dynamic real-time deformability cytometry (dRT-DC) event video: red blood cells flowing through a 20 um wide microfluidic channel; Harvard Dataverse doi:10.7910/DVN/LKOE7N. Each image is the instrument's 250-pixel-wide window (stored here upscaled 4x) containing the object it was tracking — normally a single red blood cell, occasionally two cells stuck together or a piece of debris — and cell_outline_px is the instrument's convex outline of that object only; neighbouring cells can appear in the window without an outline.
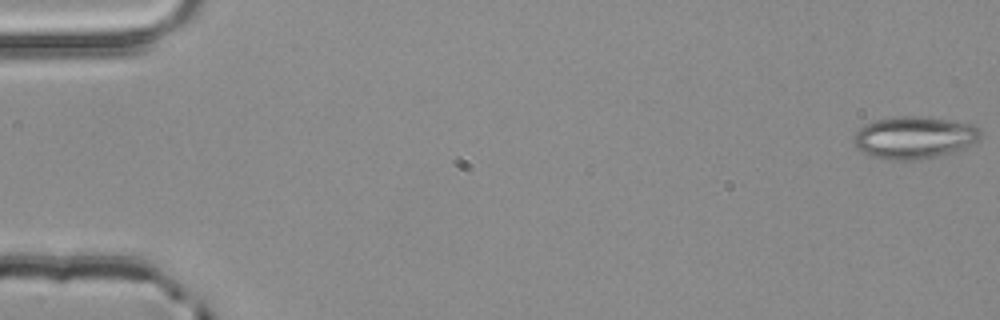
{"species": "common noctule bat (a hibernating species)", "species_latin": "Nyctalus noctula", "temperature_condition": "room temperature", "stored_images_in_passage": 5, "camera_frame_rate_fps": 3000, "um_per_image_px": 0.085, "animal": {"sex": "male", "body_mass_g": 20.4}, "frame": {"image": 1, "passage_image": 1, "time_ms": 0.0, "image_size_px": [1000, 320], "cell_outline_px": [[980, 140], [964, 148], [936, 156], [912, 160], [896, 160], [876, 156], [864, 152], [856, 148], [852, 140], [856, 132], [864, 124], [876, 120], [896, 116], [920, 116], [948, 120], [972, 124], [980, 128]], "centroid_in_image_um": [77.71, 11.67], "position_along_channel_um": 7.3, "area_um2": 30.92}}